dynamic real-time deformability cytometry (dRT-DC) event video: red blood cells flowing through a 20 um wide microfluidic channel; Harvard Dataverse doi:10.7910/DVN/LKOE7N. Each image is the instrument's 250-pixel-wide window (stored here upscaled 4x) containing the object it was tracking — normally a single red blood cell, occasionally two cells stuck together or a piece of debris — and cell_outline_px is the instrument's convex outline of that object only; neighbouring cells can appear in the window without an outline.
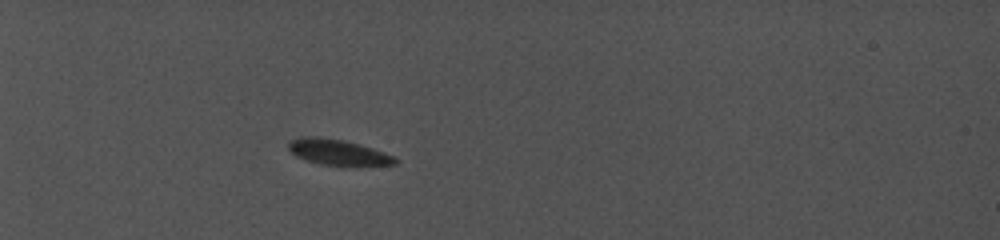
{"species": "common noctule bat (a hibernating species)", "species_latin": "Nyctalus noctula", "temperature_condition": "cold", "stored_images_in_passage": 5, "camera_frame_rate_fps": 5000, "um_per_image_px": 0.085, "animal": {"sex": "female", "body_mass_g": 19.0, "forearm_length_mm": 56.7}, "frame": {"image": 1, "passage_image": 3, "time_ms": 2.2, "image_size_px": [1000, 240], "cell_outline_px": [[400, 160], [396, 164], [320, 164], [296, 156], [288, 148], [288, 140], [300, 136], [320, 136], [344, 140], [360, 144], [384, 152]], "centroid_in_image_um": [28.66, 12.89], "position_along_channel_um": 56.3, "area_um2": 15.61}}
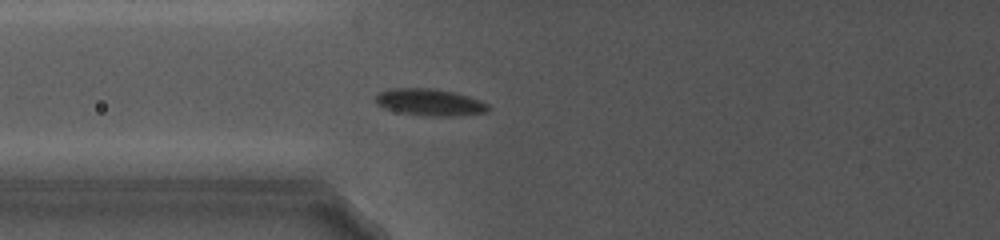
{"frame": {"image": 2, "passage_image": 5, "time_ms": 4.6, "image_size_px": [1000, 240], "cell_outline_px": [[492, 108], [488, 112], [452, 116], [428, 116], [404, 112], [384, 108], [376, 100], [376, 96], [380, 92], [392, 88], [432, 88], [456, 92], [480, 100], [488, 104]], "centroid_in_image_um": [36.61, 8.68], "position_along_channel_um": 89.2, "area_um2": 17.46}}